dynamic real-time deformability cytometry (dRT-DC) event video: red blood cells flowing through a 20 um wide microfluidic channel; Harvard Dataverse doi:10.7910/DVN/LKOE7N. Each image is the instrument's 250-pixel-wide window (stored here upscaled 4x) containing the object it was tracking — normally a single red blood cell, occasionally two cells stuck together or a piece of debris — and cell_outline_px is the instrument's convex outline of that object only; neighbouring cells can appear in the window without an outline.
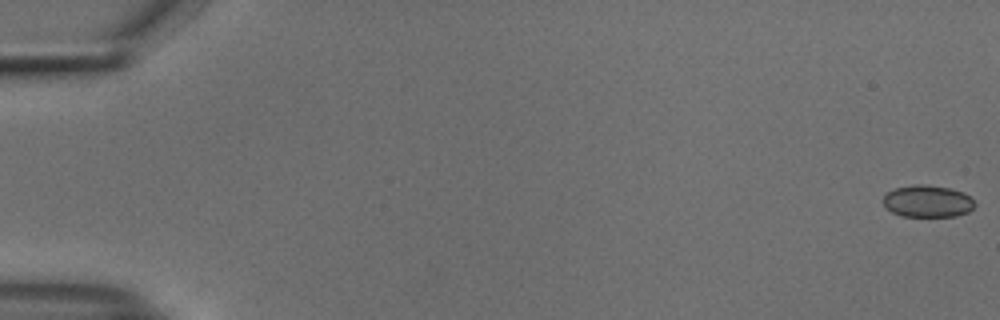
{"species": "common noctule bat (a hibernating species)", "species_latin": "Nyctalus noctula", "temperature_condition": "cold", "stored_images_in_passage": 14, "camera_frame_rate_fps": 3000, "um_per_image_px": 0.085, "animal": {"sex": "male", "body_mass_g": 18.8}, "frame": {"image": 1, "passage_image": 1, "time_ms": 0.0, "image_size_px": [1000, 320], "cell_outline_px": [[976, 204], [968, 212], [956, 216], [900, 216], [884, 208], [884, 196], [888, 192], [896, 188], [916, 184], [924, 184], [952, 188], [964, 192]], "centroid_in_image_um": [78.84, 17.1], "position_along_channel_um": 6.2, "area_um2": 17.11}}
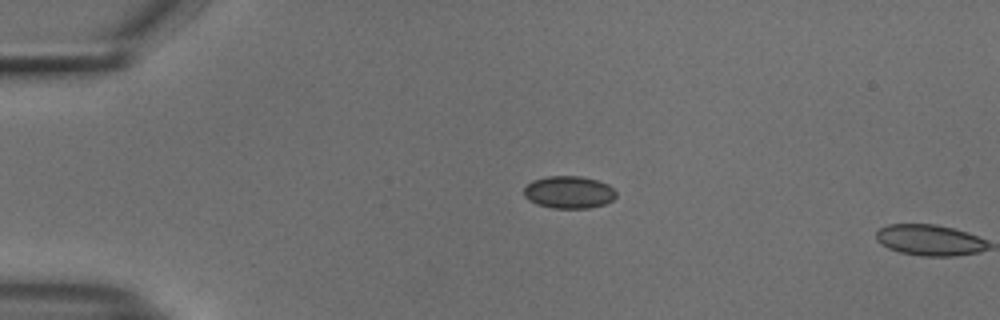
{"frame": {"image": 2, "passage_image": 13, "time_ms": 4.0, "image_size_px": [1000, 320], "cell_outline_px": [[616, 196], [612, 200], [604, 204], [588, 208], [552, 208], [536, 204], [528, 200], [524, 196], [524, 188], [532, 180], [548, 176], [580, 176], [596, 180], [608, 184], [616, 192]], "centroid_in_image_um": [48.33, 16.34], "position_along_channel_um": 36.7, "area_um2": 17.4}}